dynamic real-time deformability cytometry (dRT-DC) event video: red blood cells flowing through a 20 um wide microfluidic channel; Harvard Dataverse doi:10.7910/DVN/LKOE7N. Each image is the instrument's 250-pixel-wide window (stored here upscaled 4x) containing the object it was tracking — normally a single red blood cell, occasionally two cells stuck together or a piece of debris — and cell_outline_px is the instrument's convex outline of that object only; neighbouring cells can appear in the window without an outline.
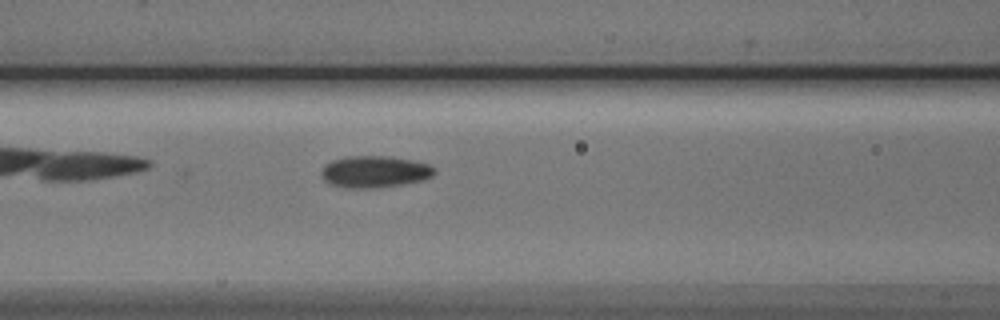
{"species": "Egyptian fruit bat (a non-hibernating species)", "species_latin": "Rousettus aegyptiacus", "temperature_condition": "cold", "stored_images_in_passage": 6, "camera_frame_rate_fps": 3000, "um_per_image_px": 0.085, "animal": {"sex": "male"}, "frame": {"image": 1, "passage_image": 6, "time_ms": 7.0, "image_size_px": [1000, 320], "cell_outline_px": [[436, 172], [432, 176], [424, 180], [400, 184], [372, 188], [344, 188], [332, 184], [324, 180], [320, 172], [324, 164], [332, 160], [348, 156], [392, 156], [412, 160], [428, 164], [436, 168]], "centroid_in_image_um": [31.84, 14.58], "position_along_channel_um": 134.8, "area_um2": 21.04}}